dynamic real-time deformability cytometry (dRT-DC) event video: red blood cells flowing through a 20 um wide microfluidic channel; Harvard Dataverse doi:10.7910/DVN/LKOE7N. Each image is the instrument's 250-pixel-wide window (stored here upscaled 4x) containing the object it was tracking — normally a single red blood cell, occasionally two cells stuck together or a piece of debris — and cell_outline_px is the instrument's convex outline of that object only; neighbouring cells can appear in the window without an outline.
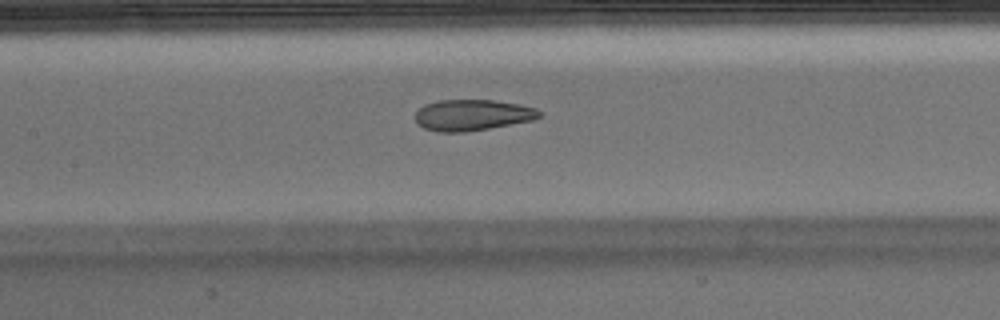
{"species": "Egyptian fruit bat (a non-hibernating species)", "species_latin": "Rousettus aegyptiacus", "temperature_condition": "warm", "stored_images_in_passage": 32, "camera_frame_rate_fps": 3000, "um_per_image_px": 0.085, "animal": {"sex": "male"}, "frame": {"image": 1, "passage_image": 14, "time_ms": 4.333, "image_size_px": [1000, 320], "cell_outline_px": [[540, 116], [532, 120], [488, 128], [464, 132], [436, 132], [424, 128], [416, 124], [416, 112], [424, 104], [440, 100], [492, 100], [520, 104], [536, 108], [540, 112]], "centroid_in_image_um": [40.11, 9.78], "position_along_channel_um": 167.3, "area_um2": 22.37}}